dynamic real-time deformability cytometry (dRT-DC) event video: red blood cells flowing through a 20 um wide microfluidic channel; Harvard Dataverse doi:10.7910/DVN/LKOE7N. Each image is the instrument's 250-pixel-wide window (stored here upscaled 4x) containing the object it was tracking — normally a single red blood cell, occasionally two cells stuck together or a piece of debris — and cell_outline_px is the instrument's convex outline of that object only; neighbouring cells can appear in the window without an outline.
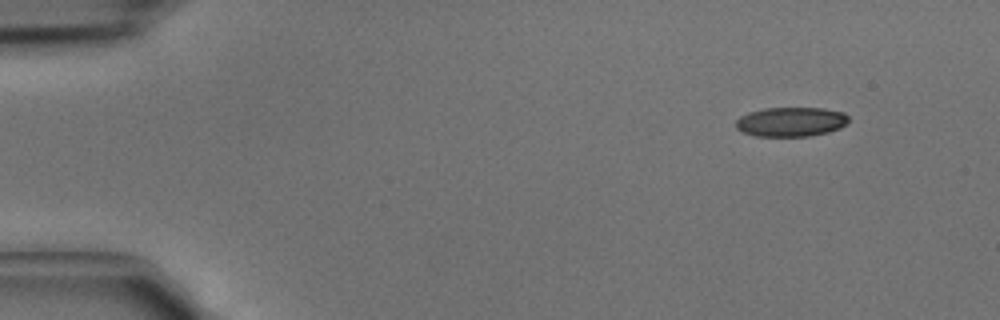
{"species": "common noctule bat (a hibernating species)", "species_latin": "Nyctalus noctula", "temperature_condition": "cold", "stored_images_in_passage": 5, "camera_frame_rate_fps": 3000, "um_per_image_px": 0.085, "animal": {"sex": "male", "body_mass_g": 15.6}, "frame": {"image": 1, "passage_image": 5, "time_ms": 1.333, "image_size_px": [1000, 320], "cell_outline_px": [[848, 120], [840, 128], [828, 132], [808, 136], [756, 136], [740, 132], [736, 128], [736, 120], [740, 116], [748, 112], [764, 108], [824, 108], [844, 112], [848, 116]], "centroid_in_image_um": [67.2, 10.35], "position_along_channel_um": 17.8, "area_um2": 19.42}}